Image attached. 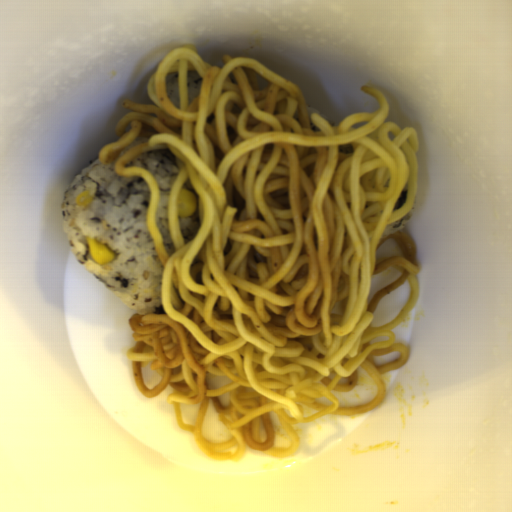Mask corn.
Listing matches in <instances>:
<instances>
[{"mask_svg":"<svg viewBox=\"0 0 512 512\" xmlns=\"http://www.w3.org/2000/svg\"><path fill=\"white\" fill-rule=\"evenodd\" d=\"M91 200H93V199H92L90 193L83 190L82 192L77 194L72 201L82 207L83 205L90 202Z\"/></svg>","mask_w":512,"mask_h":512,"instance_id":"5cfa1b94","label":"corn"},{"mask_svg":"<svg viewBox=\"0 0 512 512\" xmlns=\"http://www.w3.org/2000/svg\"><path fill=\"white\" fill-rule=\"evenodd\" d=\"M178 217H190L195 214L196 198L191 190L179 189L177 195Z\"/></svg>","mask_w":512,"mask_h":512,"instance_id":"f1292c28","label":"corn"},{"mask_svg":"<svg viewBox=\"0 0 512 512\" xmlns=\"http://www.w3.org/2000/svg\"><path fill=\"white\" fill-rule=\"evenodd\" d=\"M90 256L96 264H107L115 259V253L111 251L102 240H96L85 236Z\"/></svg>","mask_w":512,"mask_h":512,"instance_id":"51d56268","label":"corn"}]
</instances>
